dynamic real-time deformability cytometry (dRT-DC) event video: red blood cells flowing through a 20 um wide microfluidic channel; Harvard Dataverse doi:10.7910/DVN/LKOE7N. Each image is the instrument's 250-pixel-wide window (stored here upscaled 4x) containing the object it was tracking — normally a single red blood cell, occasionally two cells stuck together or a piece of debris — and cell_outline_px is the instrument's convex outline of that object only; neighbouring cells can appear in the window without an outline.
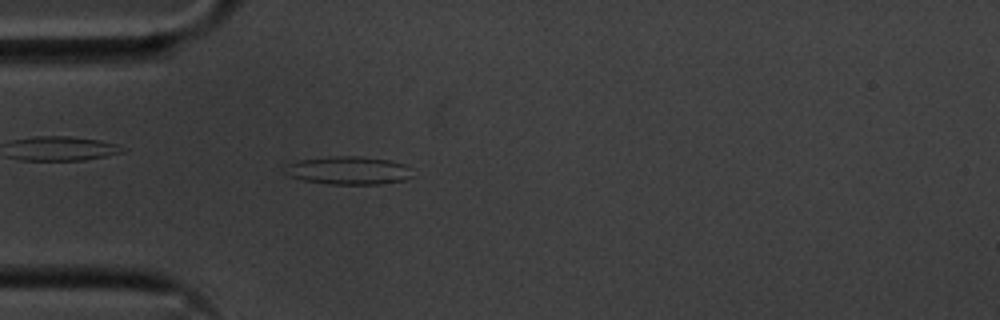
{"species": "common noctule bat (a hibernating species)", "species_latin": "Nyctalus noctula", "temperature_condition": "cold", "stored_images_in_passage": 53, "camera_frame_rate_fps": 3000, "um_per_image_px": 0.085, "animal": {"sex": "male", "body_mass_g": 20.1, "forearm_length_mm": 53.5}, "frame": {"image": 1, "passage_image": 14, "time_ms": 4.333, "image_size_px": [1000, 320], "cell_outline_px": [[412, 176], [404, 180], [380, 184], [328, 184], [304, 180], [288, 176], [284, 172], [284, 164], [300, 160], [336, 156], [360, 156], [388, 160], [404, 164], [412, 168]], "centroid_in_image_um": [29.61, 14.49], "position_along_channel_um": 55.4, "area_um2": 20.98}}
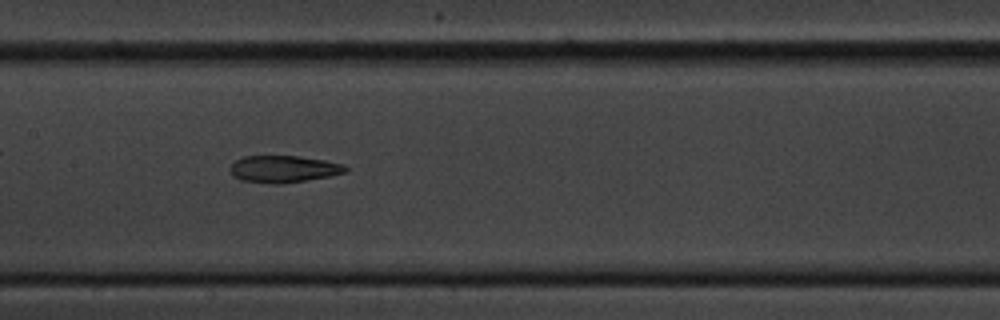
{"frame": {"image": 2, "passage_image": 25, "time_ms": 8.0, "image_size_px": [1000, 320], "cell_outline_px": [[348, 172], [328, 176], [280, 184], [276, 184], [240, 180], [232, 176], [228, 168], [236, 160], [244, 156], [300, 156], [324, 160], [344, 164], [348, 168]], "centroid_in_image_um": [24.08, 14.36], "position_along_channel_um": 183.3, "area_um2": 18.15}}
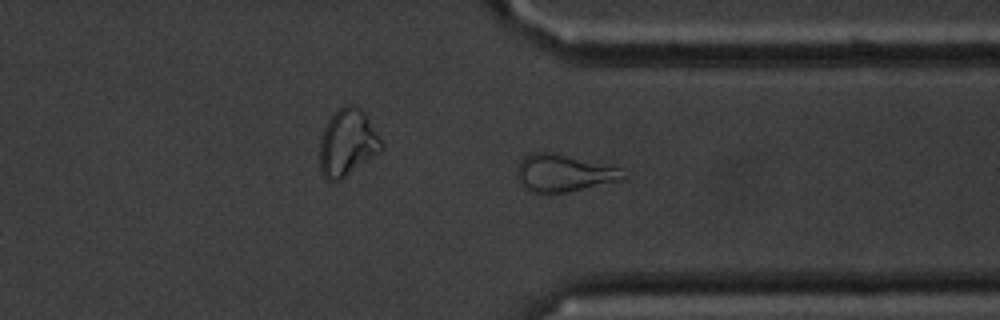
{"frame": {"image": 3, "passage_image": 40, "time_ms": 13.0, "image_size_px": [1000, 320], "cell_outline_px": [[628, 176], [620, 180], [568, 192], [536, 192], [524, 188], [520, 184], [520, 160], [524, 156], [532, 152], [552, 152], [620, 168]], "centroid_in_image_um": [47.94, 14.7], "position_along_channel_um": 363.5, "area_um2": 22.43}, "authors_computed_cell_mechanics": {"area_um2": 20.5768, "velocity_mm_per_s": 3.6207, "shape_relaxation_time_tau1_ms": null, "shape_relaxation_time_tau2_ms": 5.68, "deformation_change_tau1": null, "deformation_change_tau2": 0.1523}}